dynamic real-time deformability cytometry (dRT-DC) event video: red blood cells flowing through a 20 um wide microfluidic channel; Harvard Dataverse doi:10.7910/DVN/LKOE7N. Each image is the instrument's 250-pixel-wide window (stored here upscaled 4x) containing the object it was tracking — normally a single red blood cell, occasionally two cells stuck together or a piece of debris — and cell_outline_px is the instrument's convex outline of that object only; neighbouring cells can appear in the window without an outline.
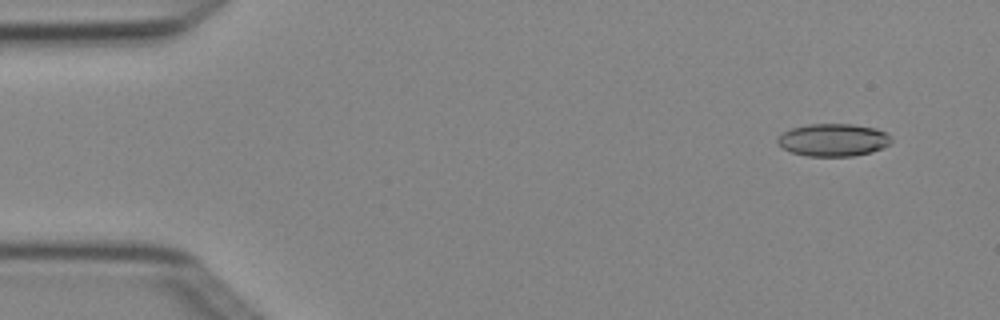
{"species": "Egyptian fruit bat (a non-hibernating species)", "species_latin": "Rousettus aegyptiacus", "temperature_condition": "cold", "stored_images_in_passage": 4, "camera_frame_rate_fps": 3000, "um_per_image_px": 0.085, "animal": {"sex": "female"}, "frame": {"image": 1, "passage_image": 2, "time_ms": 0.333, "image_size_px": [1000, 320], "cell_outline_px": [[892, 140], [888, 144], [872, 152], [852, 156], [808, 156], [792, 152], [784, 148], [776, 140], [784, 132], [792, 128], [808, 124], [852, 124], [876, 128], [884, 132]], "centroid_in_image_um": [70.82, 11.89], "position_along_channel_um": 14.2, "area_um2": 21.27}}
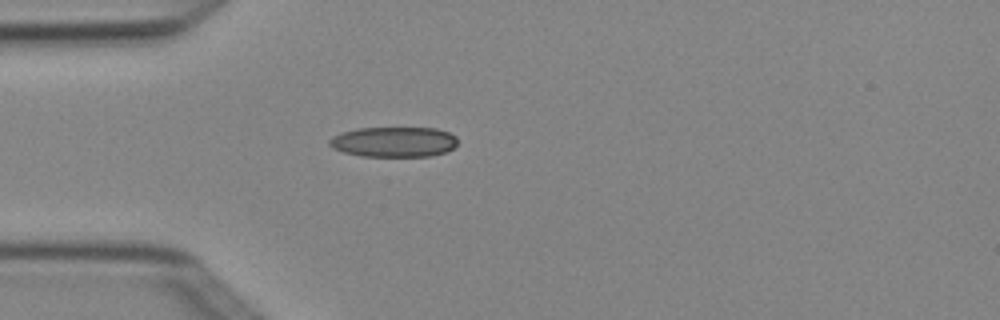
{"frame": {"image": 2, "passage_image": 4, "time_ms": 1.0, "image_size_px": [1000, 320], "cell_outline_px": [[456, 144], [452, 148], [444, 152], [432, 156], [360, 156], [344, 152], [332, 148], [328, 144], [328, 140], [332, 136], [356, 128], [436, 128], [448, 132], [456, 136]], "centroid_in_image_um": [33.45, 12.06], "position_along_channel_um": 51.6, "area_um2": 22.54}}